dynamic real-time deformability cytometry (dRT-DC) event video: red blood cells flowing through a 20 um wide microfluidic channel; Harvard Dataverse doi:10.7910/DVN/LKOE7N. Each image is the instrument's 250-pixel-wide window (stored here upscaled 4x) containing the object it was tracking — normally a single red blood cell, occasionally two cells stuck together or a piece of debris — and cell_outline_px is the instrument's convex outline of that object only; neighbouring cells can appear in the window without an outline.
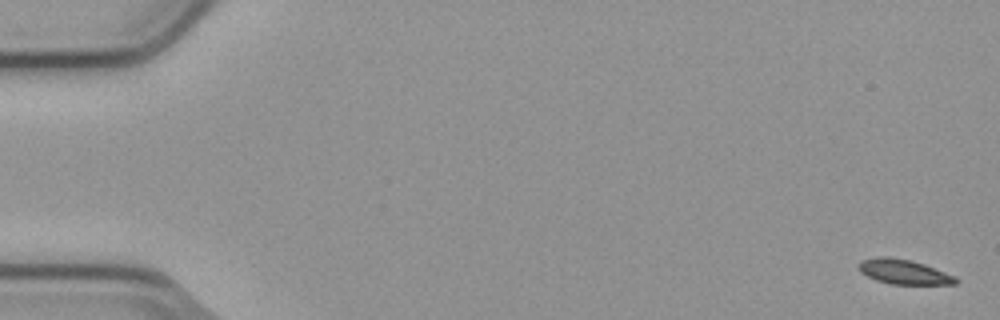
{"species": "common noctule bat (a hibernating species)", "species_latin": "Nyctalus noctula", "temperature_condition": "cold", "stored_images_in_passage": 7, "camera_frame_rate_fps": 3000, "um_per_image_px": 0.085, "animal": {"sex": "male", "body_mass_g": 23.1, "forearm_length_mm": 52.7}, "frame": {"image": 1, "passage_image": 1, "time_ms": 0.0, "image_size_px": [1000, 320], "cell_outline_px": [[960, 280], [956, 284], [892, 284], [876, 280], [860, 272], [860, 260], [880, 256], [884, 256], [908, 260], [924, 264], [956, 276]], "centroid_in_image_um": [76.86, 23.11], "position_along_channel_um": 8.1, "area_um2": 13.81}}
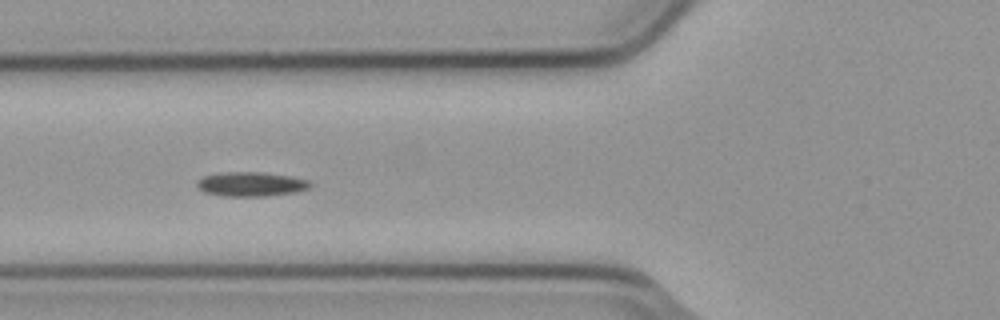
{"frame": {"image": 2, "passage_image": 6, "time_ms": 1.667, "image_size_px": [1000, 320], "cell_outline_px": [[312, 184], [308, 188], [296, 192], [264, 196], [220, 196], [204, 192], [196, 184], [196, 180], [204, 176], [220, 172], [264, 172], [288, 176], [308, 180]], "centroid_in_image_um": [21.3, 15.65], "position_along_channel_um": 104.5, "area_um2": 16.07}}
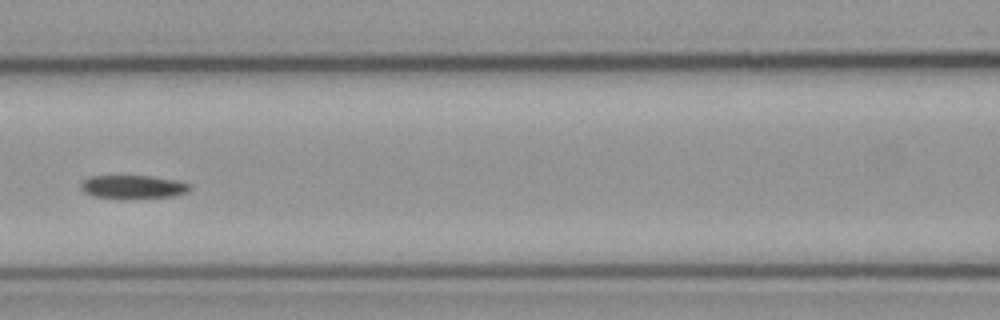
{"frame": {"image": 3, "passage_image": 7, "time_ms": 2.0, "image_size_px": [1000, 320], "cell_outline_px": [[192, 188], [188, 192], [176, 196], [92, 196], [84, 192], [80, 188], [80, 184], [88, 176], [152, 176], [176, 180], [192, 184]], "centroid_in_image_um": [11.35, 15.84], "position_along_channel_um": 155.3, "area_um2": 14.28}}